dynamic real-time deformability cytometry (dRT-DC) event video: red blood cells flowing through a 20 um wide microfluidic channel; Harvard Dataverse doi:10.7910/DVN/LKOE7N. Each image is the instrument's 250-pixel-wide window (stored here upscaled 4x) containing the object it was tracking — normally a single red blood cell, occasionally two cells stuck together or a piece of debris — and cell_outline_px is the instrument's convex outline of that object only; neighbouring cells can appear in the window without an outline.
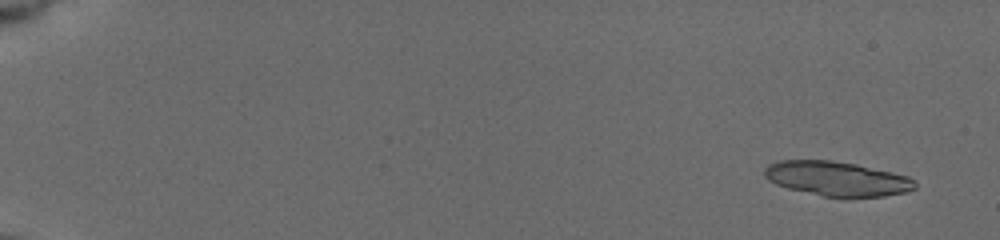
{"species": "common noctule bat (a hibernating species)", "species_latin": "Nyctalus noctula", "temperature_condition": "cold", "stored_images_in_passage": 57, "segment_of_instrument_passage": [1, 2], "camera_frame_rate_fps": 3000, "um_per_image_px": 0.085, "animal": {"sex": "female", "body_mass_g": 19.5, "forearm_length_mm": 54.1}, "frame": {"image": 1, "passage_image": 3, "time_ms": 0.667, "image_size_px": [1000, 240], "cell_outline_px": [[916, 188], [904, 192], [884, 196], [824, 196], [788, 188], [776, 184], [768, 180], [764, 176], [764, 168], [768, 164], [776, 160], [832, 160], [856, 164], [892, 172], [908, 176], [916, 180]], "centroid_in_image_um": [71.12, 15.17], "position_along_channel_um": 13.9, "area_um2": 30.11}}